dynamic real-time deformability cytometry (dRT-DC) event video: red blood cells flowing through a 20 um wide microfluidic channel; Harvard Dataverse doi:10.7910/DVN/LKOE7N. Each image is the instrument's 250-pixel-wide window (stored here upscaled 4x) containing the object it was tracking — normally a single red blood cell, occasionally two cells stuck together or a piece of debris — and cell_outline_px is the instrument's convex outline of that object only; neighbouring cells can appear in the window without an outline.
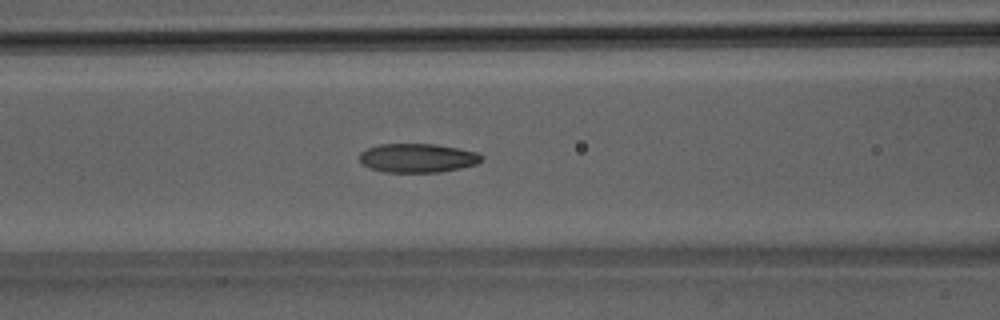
{"species": "Egyptian fruit bat (a non-hibernating species)", "species_latin": "Rousettus aegyptiacus", "temperature_condition": "room temperature", "stored_images_in_passage": 51, "camera_frame_rate_fps": 3000, "um_per_image_px": 0.085, "animal": {"sex": "male"}, "frame": {"image": 1, "passage_image": 22, "time_ms": 7.0, "image_size_px": [1000, 320], "cell_outline_px": [[484, 160], [476, 164], [460, 168], [440, 172], [384, 172], [368, 168], [360, 160], [360, 152], [368, 148], [380, 144], [436, 144], [460, 148], [476, 152], [484, 156]], "centroid_in_image_um": [35.52, 13.43], "position_along_channel_um": 131.1, "area_um2": 20.69}}
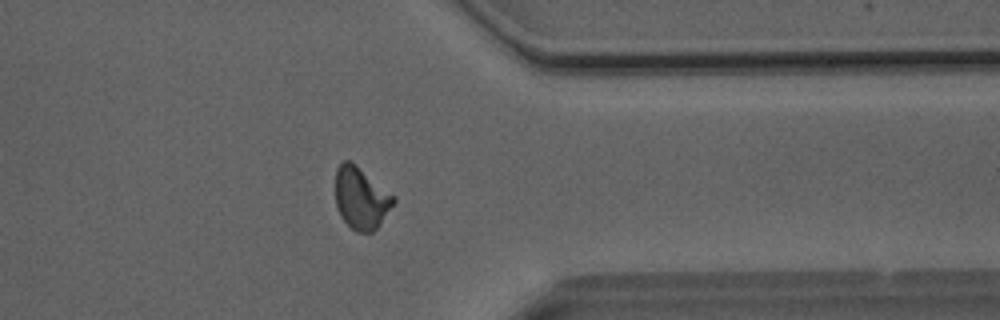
{"frame": {"image": 2, "passage_image": 41, "time_ms": 13.333, "image_size_px": [1000, 320], "cell_outline_px": [[396, 200], [376, 228], [372, 232], [356, 232], [340, 216], [336, 204], [336, 168], [344, 160], [348, 160], [396, 196]], "centroid_in_image_um": [30.68, 16.85], "position_along_channel_um": 380.7, "area_um2": 20.52}}
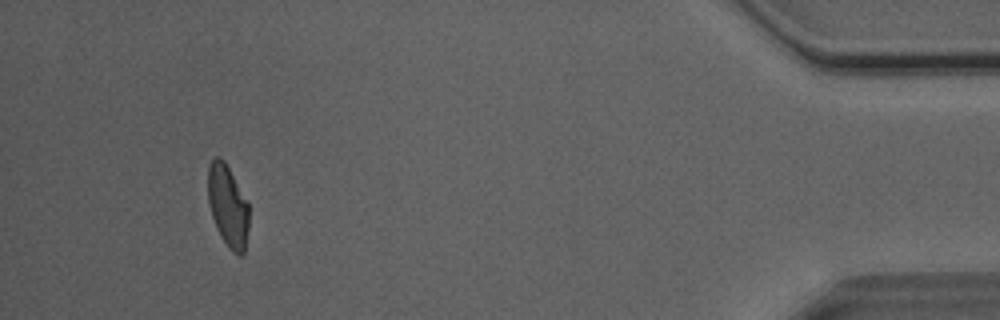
{"frame": {"image": 3, "passage_image": 48, "time_ms": 15.667, "image_size_px": [1000, 320], "cell_outline_px": [[248, 228], [244, 252], [240, 256], [232, 252], [228, 248], [220, 236], [216, 228], [208, 204], [208, 168], [212, 160], [216, 156], [220, 156], [224, 160], [248, 204]], "centroid_in_image_um": [19.35, 17.53], "position_along_channel_um": 415.9, "area_um2": 19.42}, "authors_computed_cell_mechanics": {"area_um2": 20.6924, "velocity_mm_per_s": 4.0706, "shape_relaxation_time_tau1_ms": 6.1429, "shape_relaxation_time_tau2_ms": 2.0319, "deformation_change_tau1": 0.1712, "deformation_change_tau2": 0.0809}}